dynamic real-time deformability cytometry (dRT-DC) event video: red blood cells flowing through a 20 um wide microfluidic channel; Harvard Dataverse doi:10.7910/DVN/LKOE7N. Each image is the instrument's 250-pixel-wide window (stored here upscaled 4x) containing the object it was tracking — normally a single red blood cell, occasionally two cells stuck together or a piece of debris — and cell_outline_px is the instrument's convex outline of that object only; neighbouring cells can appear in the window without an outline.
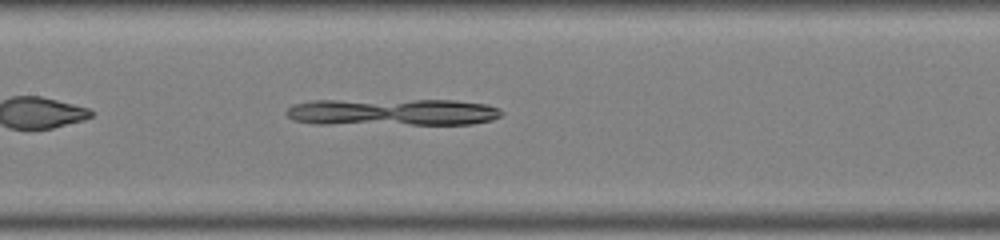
{"species": "common noctule bat (a hibernating species)", "species_latin": "Nyctalus noctula", "temperature_condition": "warm", "stored_images_in_passage": 33, "camera_frame_rate_fps": 3000, "um_per_image_px": 0.085, "animal": {"sex": "male", "body_mass_g": 19.0, "forearm_length_mm": 50.8}, "frame": {"image": 1, "passage_image": 10, "time_ms": 3.0, "image_size_px": [1000, 240], "cell_outline_px": [[504, 112], [500, 116], [492, 120], [472, 124], [312, 124], [292, 120], [284, 112], [292, 104], [312, 100], [456, 100], [488, 104], [500, 108]], "centroid_in_image_um": [33.34, 9.53], "position_along_channel_um": 174.1, "area_um2": 34.45}}